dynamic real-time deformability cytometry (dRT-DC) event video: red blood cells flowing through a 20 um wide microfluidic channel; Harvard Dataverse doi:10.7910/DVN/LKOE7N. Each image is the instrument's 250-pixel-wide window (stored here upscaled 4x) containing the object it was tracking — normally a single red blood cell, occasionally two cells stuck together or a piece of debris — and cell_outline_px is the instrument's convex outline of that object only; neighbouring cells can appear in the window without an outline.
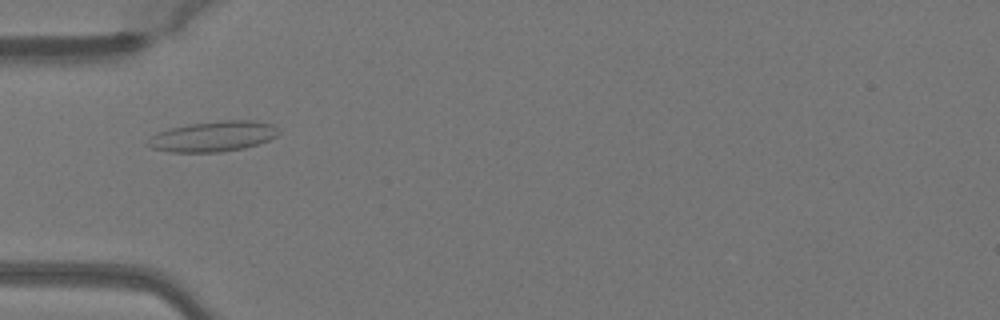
{"species": "Egyptian fruit bat (a non-hibernating species)", "species_latin": "Rousettus aegyptiacus", "temperature_condition": "warm", "stored_images_in_passage": 50, "camera_frame_rate_fps": 3000, "um_per_image_px": 0.085, "animal": {"sex": "female"}, "frame": {"image": 1, "passage_image": 17, "time_ms": 5.333, "image_size_px": [1000, 320], "cell_outline_px": [[280, 132], [276, 136], [268, 140], [244, 148], [220, 152], [168, 152], [152, 148], [144, 144], [156, 132], [172, 128], [192, 124], [220, 120], [252, 120], [272, 124]], "centroid_in_image_um": [18.09, 11.6], "position_along_channel_um": 66.9, "area_um2": 23.06}}
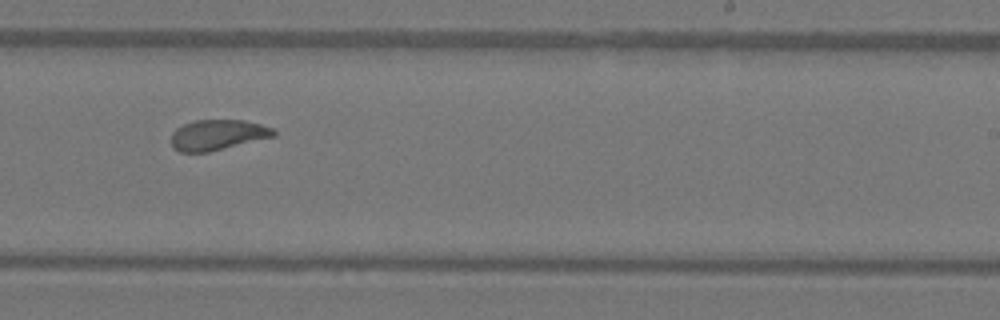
{"frame": {"image": 2, "passage_image": 32, "time_ms": 10.333, "image_size_px": [1000, 320], "cell_outline_px": [[276, 136], [208, 152], [180, 152], [172, 148], [168, 140], [172, 132], [176, 128], [192, 120], [244, 120], [276, 128]], "centroid_in_image_um": [18.46, 11.46], "position_along_channel_um": 270.5, "area_um2": 18.55}}
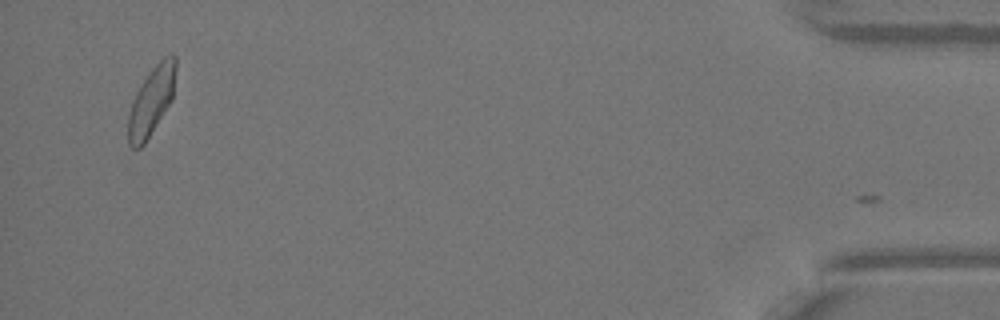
{"frame": {"image": 3, "passage_image": 49, "time_ms": 16.0, "image_size_px": [1000, 320], "cell_outline_px": [[176, 68], [172, 100], [144, 144], [140, 148], [132, 148], [128, 144], [128, 116], [132, 100], [136, 92], [152, 68], [164, 56], [172, 52], [176, 56]], "centroid_in_image_um": [12.87, 8.57], "position_along_channel_um": 422.3, "area_um2": 18.9}, "authors_computed_cell_mechanics": {"area_um2": 19.1029, "velocity_mm_per_s": 4.0731, "shape_relaxation_time_tau1_ms": 3.4426, "shape_relaxation_time_tau2_ms": 1.1421, "deformation_change_tau1": 0.1453, "deformation_change_tau2": 0.0748}}